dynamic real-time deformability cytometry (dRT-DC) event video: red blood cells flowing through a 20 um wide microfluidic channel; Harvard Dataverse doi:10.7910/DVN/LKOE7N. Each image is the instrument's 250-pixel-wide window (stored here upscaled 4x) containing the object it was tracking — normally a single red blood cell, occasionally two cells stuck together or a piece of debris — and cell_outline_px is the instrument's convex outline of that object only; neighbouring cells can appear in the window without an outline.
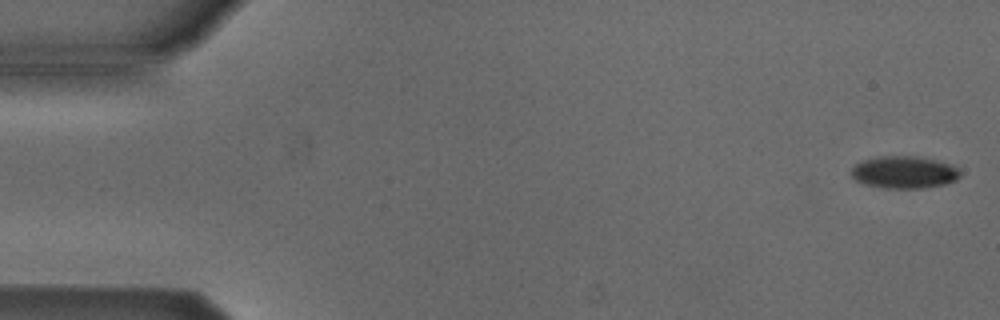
{"species": "Egyptian fruit bat (a non-hibernating species)", "species_latin": "Rousettus aegyptiacus", "temperature_condition": "cold", "stored_images_in_passage": 53, "camera_frame_rate_fps": 3000, "um_per_image_px": 0.085, "animal": {"sex": "male"}, "frame": {"image": 1, "passage_image": 2, "time_ms": 0.333, "image_size_px": [1000, 320], "cell_outline_px": [[960, 176], [956, 180], [944, 184], [920, 188], [884, 188], [864, 184], [856, 180], [852, 176], [852, 168], [856, 164], [864, 160], [876, 156], [916, 156], [936, 160], [952, 164], [960, 172]], "centroid_in_image_um": [76.85, 14.63], "position_along_channel_um": 8.1, "area_um2": 20.4}}
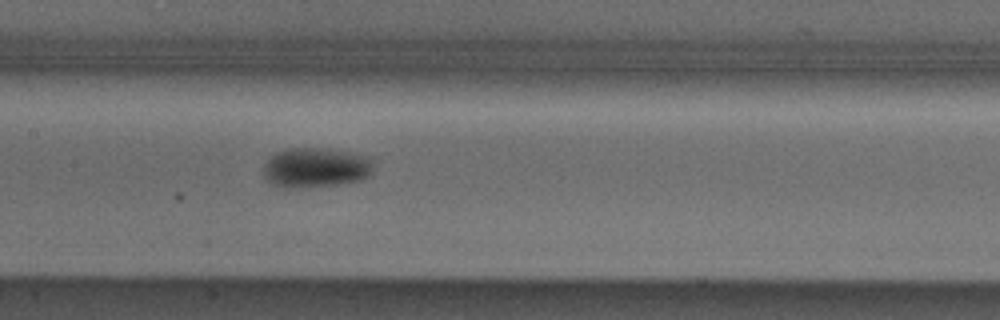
{"frame": {"image": 2, "passage_image": 26, "time_ms": 8.333, "image_size_px": [1000, 320], "cell_outline_px": [[372, 172], [368, 176], [360, 180], [340, 184], [296, 188], [284, 188], [268, 184], [264, 176], [264, 164], [276, 152], [288, 148], [328, 148], [364, 156], [372, 160]], "centroid_in_image_um": [26.78, 14.26], "position_along_channel_um": 180.6, "area_um2": 25.61}}
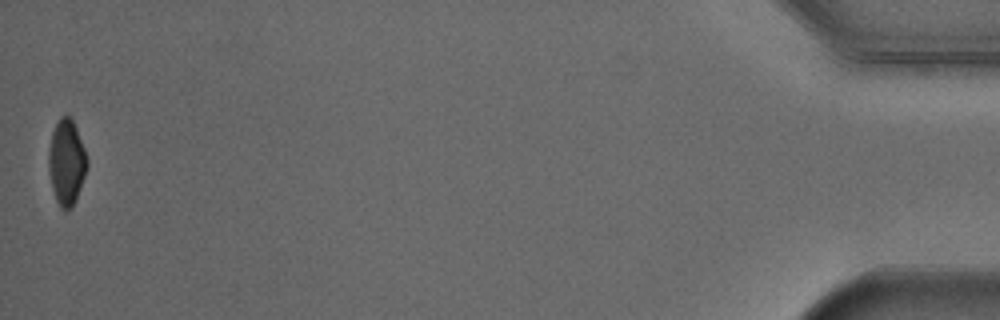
{"frame": {"image": 3, "passage_image": 53, "time_ms": 17.333, "image_size_px": [1000, 320], "cell_outline_px": [[88, 164], [84, 176], [72, 208], [64, 212], [60, 208], [56, 200], [52, 188], [48, 168], [48, 152], [52, 132], [60, 116], [68, 116], [72, 120], [76, 128], [84, 148], [88, 160]], "centroid_in_image_um": [5.64, 13.82], "position_along_channel_um": 429.6, "area_um2": 19.02}, "authors_computed_cell_mechanics": {"area_um2": 21.7906, "velocity_mm_per_s": 3.8858, "shape_relaxation_time_tau1_ms": 2.1629, "shape_relaxation_time_tau2_ms": null, "deformation_change_tau1": 0.0841, "deformation_change_tau2": null}}